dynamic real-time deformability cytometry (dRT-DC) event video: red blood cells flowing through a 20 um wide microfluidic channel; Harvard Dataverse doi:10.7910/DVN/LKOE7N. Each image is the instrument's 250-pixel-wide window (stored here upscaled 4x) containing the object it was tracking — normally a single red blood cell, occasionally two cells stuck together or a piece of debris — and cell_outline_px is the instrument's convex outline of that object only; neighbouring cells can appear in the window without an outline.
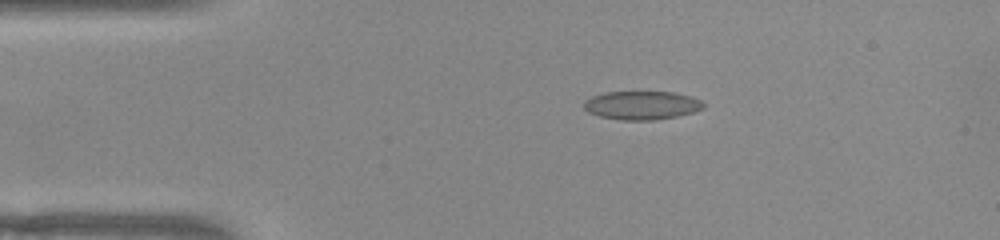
{"species": "common noctule bat (a hibernating species)", "species_latin": "Nyctalus noctula", "temperature_condition": "warm", "stored_images_in_passage": 53, "camera_frame_rate_fps": 3000, "um_per_image_px": 0.085, "animal": {"sex": "female", "body_mass_g": 22.0, "forearm_length_mm": 56.7}, "frame": {"image": 1, "passage_image": 10, "time_ms": 3.0, "image_size_px": [1000, 240], "cell_outline_px": [[704, 108], [692, 112], [676, 116], [656, 120], [620, 120], [600, 116], [588, 112], [584, 108], [584, 100], [592, 96], [604, 92], [672, 92], [692, 96], [700, 100], [704, 104]], "centroid_in_image_um": [54.54, 8.95], "position_along_channel_um": 30.5, "area_um2": 19.88}}
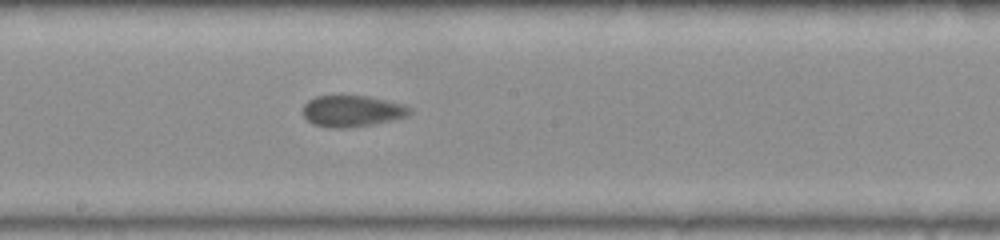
{"frame": {"image": 2, "passage_image": 28, "time_ms": 9.0, "image_size_px": [1000, 240], "cell_outline_px": [[412, 112], [408, 116], [392, 120], [372, 124], [348, 128], [332, 128], [312, 124], [304, 116], [304, 104], [308, 100], [316, 96], [368, 96], [388, 100], [404, 104], [412, 108]], "centroid_in_image_um": [29.96, 9.44], "position_along_channel_um": 218.2, "area_um2": 19.59}}
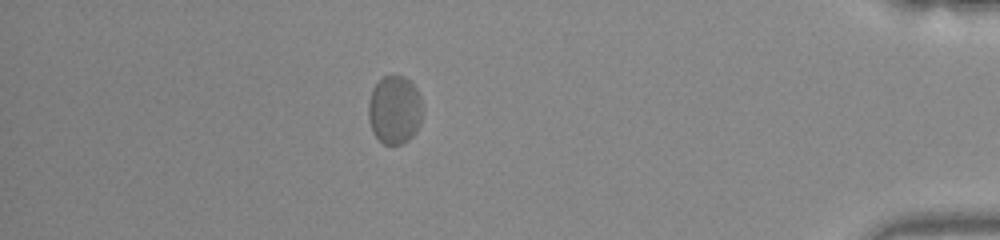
{"frame": {"image": 3, "passage_image": 46, "time_ms": 15.0, "image_size_px": [1000, 240], "cell_outline_px": [[420, 124], [416, 132], [408, 140], [400, 144], [384, 144], [372, 132], [368, 120], [368, 100], [372, 88], [384, 76], [404, 76], [416, 88], [420, 96]], "centroid_in_image_um": [33.5, 9.34], "position_along_channel_um": 401.7, "area_um2": 21.44}}